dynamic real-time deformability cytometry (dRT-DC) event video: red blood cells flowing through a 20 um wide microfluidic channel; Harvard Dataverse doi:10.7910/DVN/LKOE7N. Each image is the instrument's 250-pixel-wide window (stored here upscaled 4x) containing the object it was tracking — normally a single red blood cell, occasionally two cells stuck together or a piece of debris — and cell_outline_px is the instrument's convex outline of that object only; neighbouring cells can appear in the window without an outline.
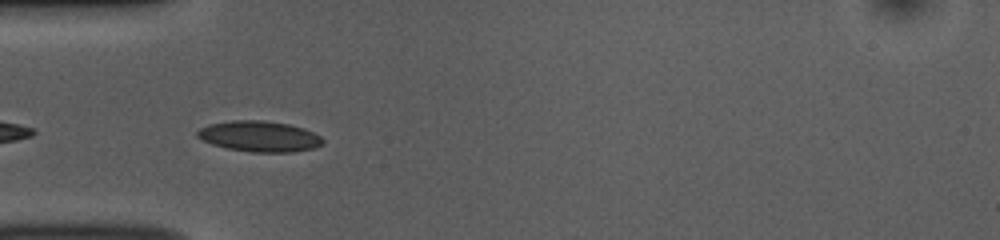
{"species": "common noctule bat (a hibernating species)", "species_latin": "Nyctalus noctula", "temperature_condition": "room temperature", "stored_images_in_passage": 25, "camera_frame_rate_fps": 3000, "um_per_image_px": 0.085, "animal": {"sex": "female", "body_mass_g": 10.0, "forearm_length_mm": 53.1}, "frame": {"image": 1, "passage_image": 2, "time_ms": 0.333, "image_size_px": [1000, 240], "cell_outline_px": [[324, 144], [316, 148], [292, 152], [252, 152], [228, 148], [212, 144], [196, 136], [196, 132], [200, 128], [208, 124], [232, 120], [264, 120], [288, 124], [304, 128], [320, 136], [324, 140]], "centroid_in_image_um": [22.07, 11.59], "position_along_channel_um": 62.9, "area_um2": 22.54}}
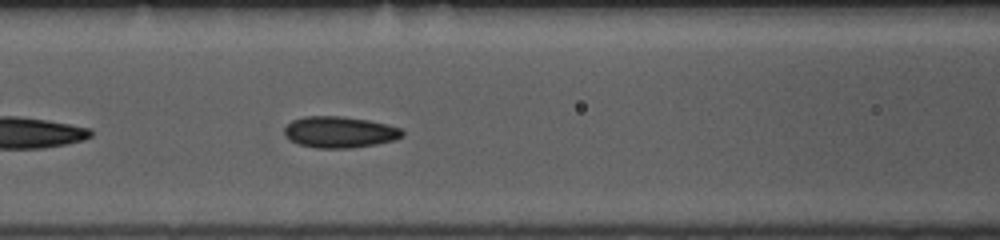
{"frame": {"image": 2, "passage_image": 8, "time_ms": 2.333, "image_size_px": [1000, 240], "cell_outline_px": [[404, 136], [396, 140], [376, 144], [352, 148], [316, 148], [300, 144], [292, 140], [284, 132], [284, 128], [292, 120], [304, 116], [340, 116], [368, 120], [400, 128], [404, 132]], "centroid_in_image_um": [28.89, 11.23], "position_along_channel_um": 137.7, "area_um2": 21.39}}
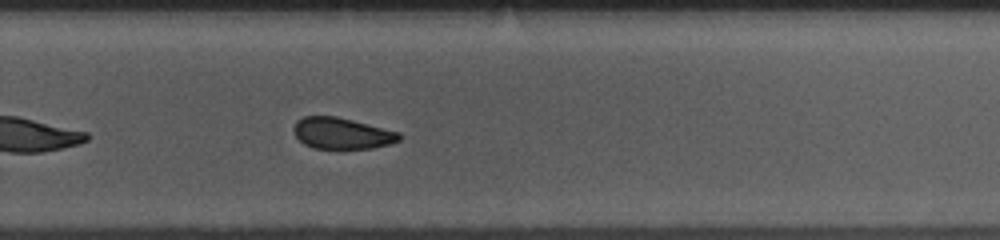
{"frame": {"image": 3, "passage_image": 21, "time_ms": 6.667, "image_size_px": [1000, 240], "cell_outline_px": [[404, 136], [400, 140], [392, 144], [372, 148], [312, 148], [304, 144], [296, 136], [292, 128], [296, 120], [304, 116], [336, 116], [400, 132]], "centroid_in_image_um": [29.08, 11.33], "position_along_channel_um": 300.7, "area_um2": 19.36}}